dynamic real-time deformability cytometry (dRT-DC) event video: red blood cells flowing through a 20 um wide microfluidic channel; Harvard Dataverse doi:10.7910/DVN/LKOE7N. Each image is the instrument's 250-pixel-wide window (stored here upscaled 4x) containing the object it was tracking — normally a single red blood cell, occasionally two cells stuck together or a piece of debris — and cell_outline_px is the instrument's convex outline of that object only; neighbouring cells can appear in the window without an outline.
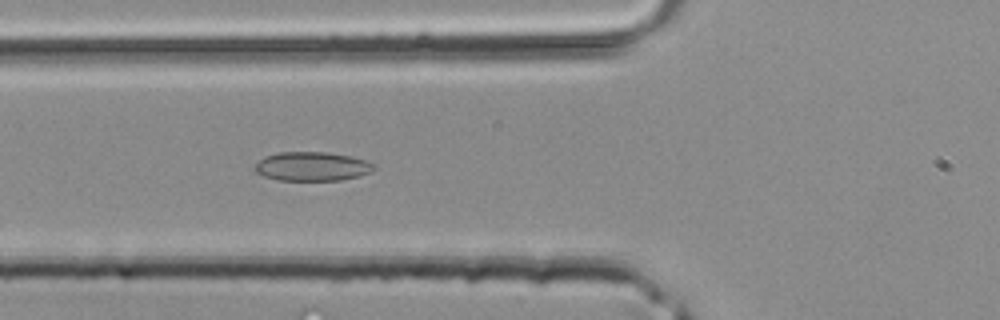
{"species": "common noctule bat (a hibernating species)", "species_latin": "Nyctalus noctula", "temperature_condition": "room temperature", "stored_images_in_passage": 29, "camera_frame_rate_fps": 3000, "um_per_image_px": 0.085, "animal": {"sex": "male", "body_mass_g": 20.4}, "frame": {"image": 1, "passage_image": 3, "time_ms": 0.667, "image_size_px": [1000, 320], "cell_outline_px": [[376, 164], [368, 172], [360, 176], [340, 180], [276, 180], [264, 176], [256, 172], [252, 168], [264, 156], [280, 152], [324, 152], [352, 156]], "centroid_in_image_um": [26.48, 14.14], "position_along_channel_um": 99.3, "area_um2": 20.06}}
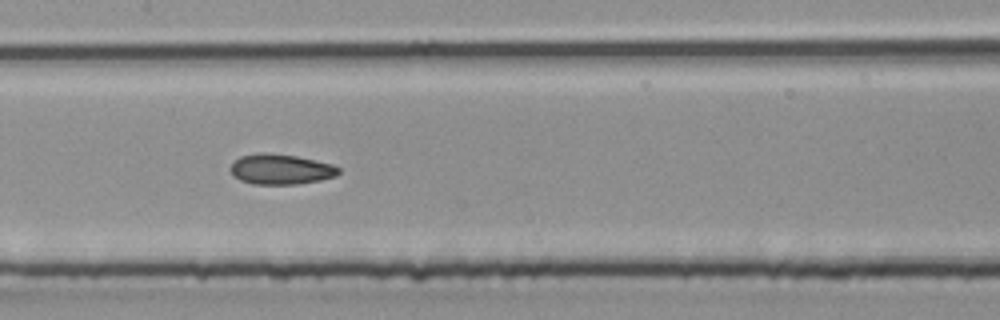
{"frame": {"image": 2, "passage_image": 8, "time_ms": 2.333, "image_size_px": [1000, 320], "cell_outline_px": [[340, 172], [336, 176], [320, 180], [296, 184], [252, 184], [240, 180], [232, 176], [228, 168], [240, 156], [260, 152], [264, 152], [296, 156], [316, 160], [332, 164], [340, 168]], "centroid_in_image_um": [23.84, 14.38], "position_along_channel_um": 183.6, "area_um2": 19.25}}
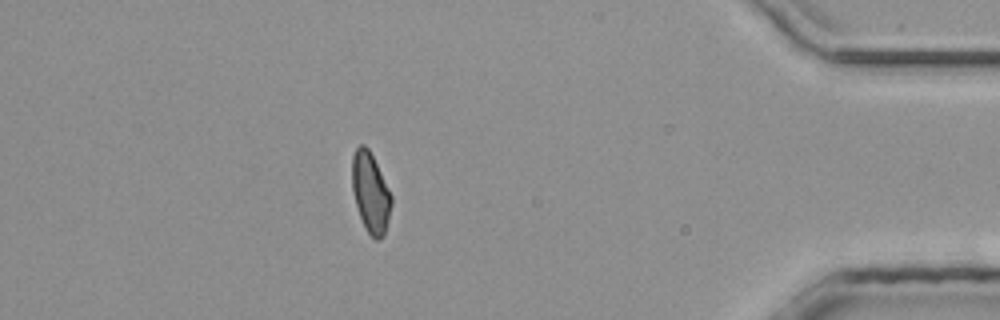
{"frame": {"image": 3, "passage_image": 24, "time_ms": 7.667, "image_size_px": [1000, 320], "cell_outline_px": [[392, 204], [384, 236], [380, 240], [376, 240], [368, 232], [360, 216], [356, 204], [352, 188], [352, 156], [356, 148], [360, 144], [364, 144], [368, 148], [392, 196]], "centroid_in_image_um": [31.49, 16.38], "position_along_channel_um": 403.7, "area_um2": 18.03}}